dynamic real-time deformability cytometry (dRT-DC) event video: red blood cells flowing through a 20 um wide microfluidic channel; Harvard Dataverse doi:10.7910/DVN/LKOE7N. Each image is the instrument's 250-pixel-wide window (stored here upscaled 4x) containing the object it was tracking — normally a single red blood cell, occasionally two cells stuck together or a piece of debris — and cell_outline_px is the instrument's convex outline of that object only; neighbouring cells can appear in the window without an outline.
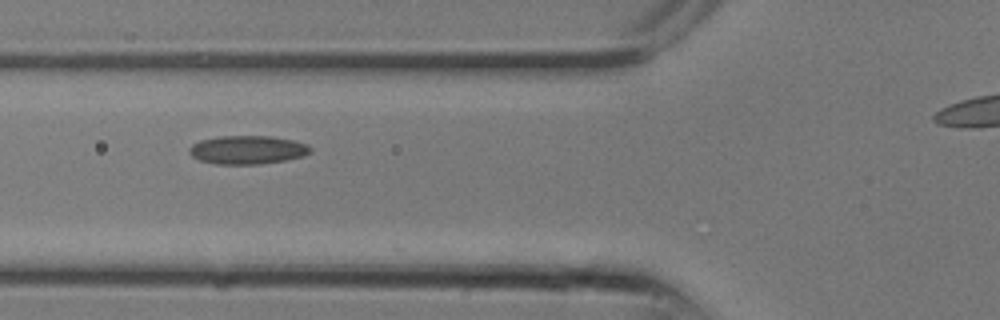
{"species": "common noctule bat (a hibernating species)", "species_latin": "Nyctalus noctula", "temperature_condition": "room temperature", "stored_images_in_passage": 8, "camera_frame_rate_fps": 3000, "um_per_image_px": 0.085, "animal": {"sex": "male", "body_mass_g": 13.3}, "frame": {"image": 1, "passage_image": 2, "time_ms": 0.333, "image_size_px": [1000, 320], "cell_outline_px": [[312, 152], [304, 156], [284, 160], [260, 164], [216, 164], [200, 160], [192, 156], [188, 152], [188, 148], [192, 144], [200, 140], [220, 136], [272, 136], [292, 140], [308, 144], [312, 148]], "centroid_in_image_um": [21.04, 12.73], "position_along_channel_um": 104.8, "area_um2": 20.23}}
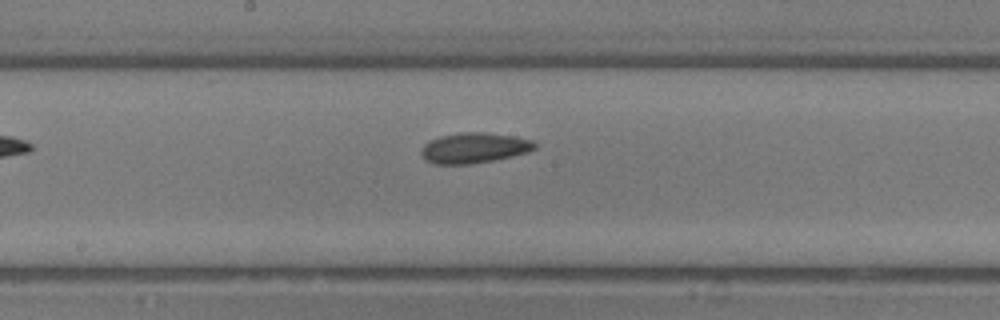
{"frame": {"image": 2, "passage_image": 6, "time_ms": 1.667, "image_size_px": [1000, 320], "cell_outline_px": [[536, 148], [528, 152], [512, 156], [472, 164], [432, 164], [424, 160], [424, 144], [440, 136], [464, 132], [484, 132], [512, 136], [532, 140], [536, 144]], "centroid_in_image_um": [40.33, 12.58], "position_along_channel_um": 207.9, "area_um2": 19.83}}
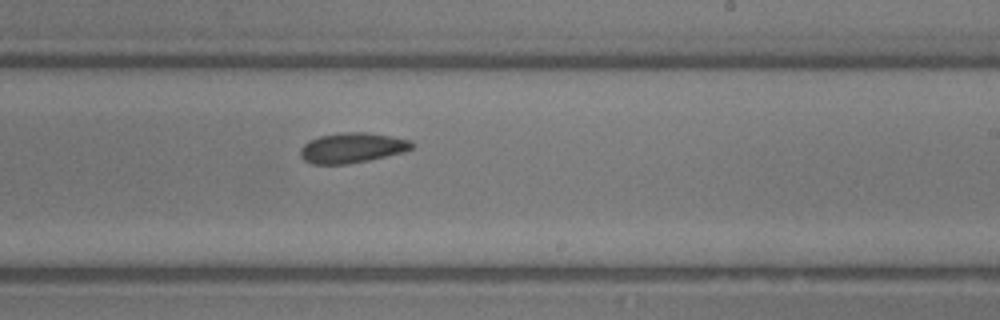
{"frame": {"image": 3, "passage_image": 8, "time_ms": 2.333, "image_size_px": [1000, 320], "cell_outline_px": [[412, 148], [404, 152], [368, 160], [348, 164], [312, 164], [304, 160], [300, 156], [300, 148], [304, 144], [320, 136], [344, 132], [364, 132], [388, 136], [408, 140], [412, 144]], "centroid_in_image_um": [29.88, 12.58], "position_along_channel_um": 259.1, "area_um2": 19.25}}